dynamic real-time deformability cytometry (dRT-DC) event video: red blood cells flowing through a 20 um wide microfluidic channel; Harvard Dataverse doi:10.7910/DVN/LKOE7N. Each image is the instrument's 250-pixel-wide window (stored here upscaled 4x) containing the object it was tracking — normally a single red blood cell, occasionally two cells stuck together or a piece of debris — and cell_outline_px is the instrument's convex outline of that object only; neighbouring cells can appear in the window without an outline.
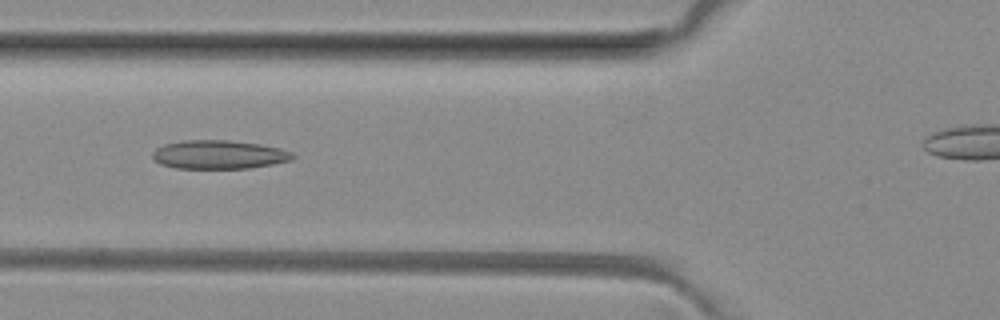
{"species": "common noctule bat (a hibernating species)", "species_latin": "Nyctalus noctula", "temperature_condition": "room temperature", "stored_images_in_passage": 44, "camera_frame_rate_fps": 3000, "um_per_image_px": 0.085, "animal": {"sex": "female", "body_mass_g": 29.2, "forearm_length_mm": 56.3}, "frame": {"image": 1, "passage_image": 19, "time_ms": 6.0, "image_size_px": [1000, 320], "cell_outline_px": [[296, 156], [292, 160], [252, 168], [176, 168], [160, 164], [152, 156], [152, 152], [156, 148], [164, 144], [184, 140], [228, 140], [260, 144], [280, 148], [292, 152]], "centroid_in_image_um": [18.62, 13.14], "position_along_channel_um": 107.2, "area_um2": 23.47}}
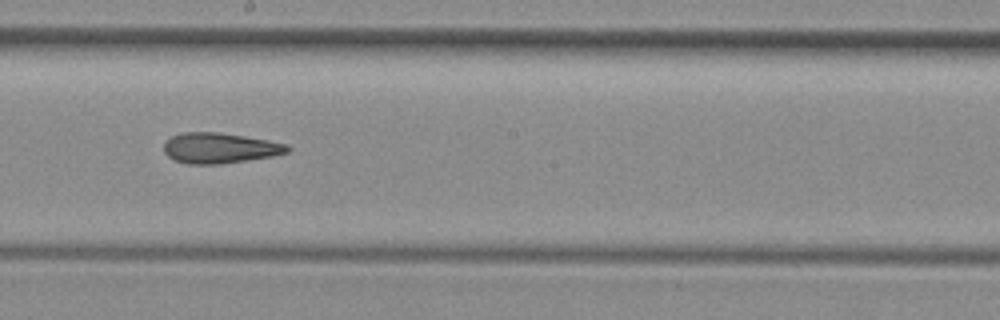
{"frame": {"image": 2, "passage_image": 28, "time_ms": 9.0, "image_size_px": [1000, 320], "cell_outline_px": [[292, 148], [288, 152], [272, 156], [248, 160], [220, 164], [188, 164], [172, 160], [164, 152], [164, 144], [172, 136], [184, 132], [216, 132], [244, 136], [268, 140], [288, 144]], "centroid_in_image_um": [18.69, 12.59], "position_along_channel_um": 229.5, "area_um2": 21.96}}
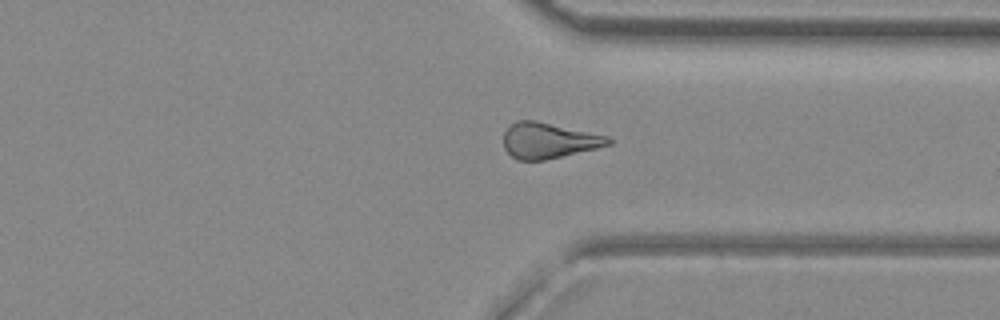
{"frame": {"image": 3, "passage_image": 38, "time_ms": 12.333, "image_size_px": [1000, 320], "cell_outline_px": [[612, 144], [596, 148], [544, 160], [516, 160], [504, 148], [504, 132], [516, 120], [536, 120], [608, 136], [612, 140]], "centroid_in_image_um": [46.62, 11.94], "position_along_channel_um": 364.8, "area_um2": 21.62}}